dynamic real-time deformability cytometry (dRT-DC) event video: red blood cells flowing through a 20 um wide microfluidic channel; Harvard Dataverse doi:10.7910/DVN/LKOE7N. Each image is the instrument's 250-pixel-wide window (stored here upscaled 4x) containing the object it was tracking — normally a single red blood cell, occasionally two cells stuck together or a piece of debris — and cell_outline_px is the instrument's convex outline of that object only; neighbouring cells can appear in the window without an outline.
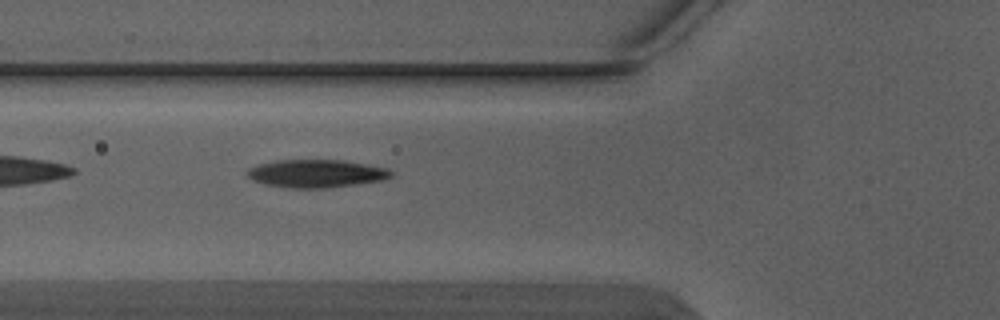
{"species": "Egyptian fruit bat (a non-hibernating species)", "species_latin": "Rousettus aegyptiacus", "temperature_condition": "warm", "stored_images_in_passage": 5, "camera_frame_rate_fps": 3000, "um_per_image_px": 0.085, "animal": {"sex": "male"}, "frame": {"image": 1, "passage_image": 5, "time_ms": 1.333, "image_size_px": [1000, 320], "cell_outline_px": [[392, 176], [384, 180], [328, 188], [292, 188], [264, 184], [252, 180], [244, 172], [248, 168], [260, 164], [276, 160], [344, 160], [368, 164], [388, 168], [392, 172]], "centroid_in_image_um": [26.88, 14.75], "position_along_channel_um": 98.9, "area_um2": 23.58}}